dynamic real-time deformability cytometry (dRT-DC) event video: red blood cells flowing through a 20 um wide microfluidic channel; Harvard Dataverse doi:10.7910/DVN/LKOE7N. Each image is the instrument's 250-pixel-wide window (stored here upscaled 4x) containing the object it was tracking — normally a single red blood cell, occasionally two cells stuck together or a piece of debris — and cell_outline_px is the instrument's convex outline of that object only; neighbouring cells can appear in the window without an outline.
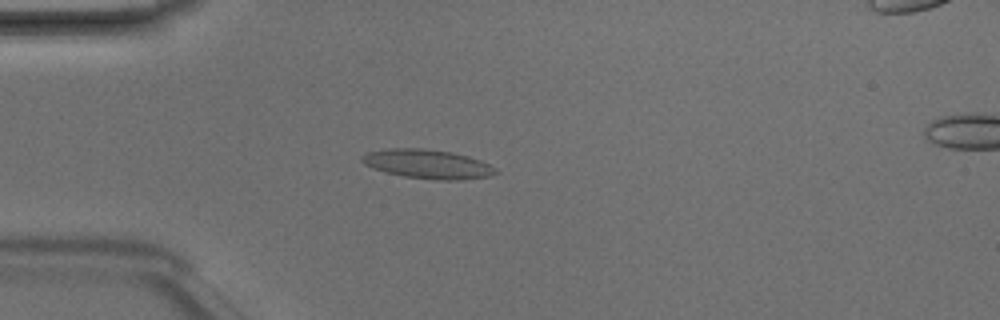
{"species": "Egyptian fruit bat (a non-hibernating species)", "species_latin": "Rousettus aegyptiacus", "temperature_condition": "room temperature", "stored_images_in_passage": 5, "camera_frame_rate_fps": 3000, "um_per_image_px": 0.085, "animal": {"sex": "male"}, "frame": {"image": 1, "passage_image": 4, "time_ms": 1.0, "image_size_px": [1000, 320], "cell_outline_px": [[500, 172], [488, 176], [460, 180], [436, 180], [404, 176], [372, 168], [364, 164], [360, 160], [360, 156], [368, 152], [388, 148], [424, 148], [452, 152], [468, 156], [480, 160], [496, 168]], "centroid_in_image_um": [36.34, 13.94], "position_along_channel_um": 48.7, "area_um2": 22.72}}